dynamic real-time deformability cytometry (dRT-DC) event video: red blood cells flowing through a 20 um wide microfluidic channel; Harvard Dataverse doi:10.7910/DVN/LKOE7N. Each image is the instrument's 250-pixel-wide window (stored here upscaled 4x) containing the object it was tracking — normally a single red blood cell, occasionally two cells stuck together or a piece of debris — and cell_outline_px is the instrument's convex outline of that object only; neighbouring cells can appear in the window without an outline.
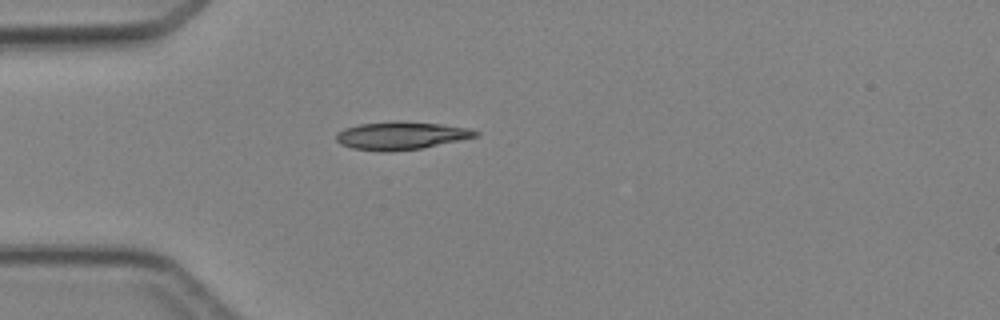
{"species": "Egyptian fruit bat (a non-hibernating species)", "species_latin": "Rousettus aegyptiacus", "temperature_condition": "cold", "stored_images_in_passage": 1, "camera_frame_rate_fps": 3000, "um_per_image_px": 0.085, "animal": {"sex": "female"}, "frame": {"image": 1, "passage_image": 1, "time_ms": 0.0, "image_size_px": [1000, 320], "cell_outline_px": [[480, 136], [420, 148], [392, 152], [380, 152], [352, 148], [340, 144], [336, 140], [336, 132], [344, 128], [360, 124], [440, 124], [468, 128], [480, 132]], "centroid_in_image_um": [34.07, 11.58], "position_along_channel_um": 50.9, "area_um2": 21.68}}